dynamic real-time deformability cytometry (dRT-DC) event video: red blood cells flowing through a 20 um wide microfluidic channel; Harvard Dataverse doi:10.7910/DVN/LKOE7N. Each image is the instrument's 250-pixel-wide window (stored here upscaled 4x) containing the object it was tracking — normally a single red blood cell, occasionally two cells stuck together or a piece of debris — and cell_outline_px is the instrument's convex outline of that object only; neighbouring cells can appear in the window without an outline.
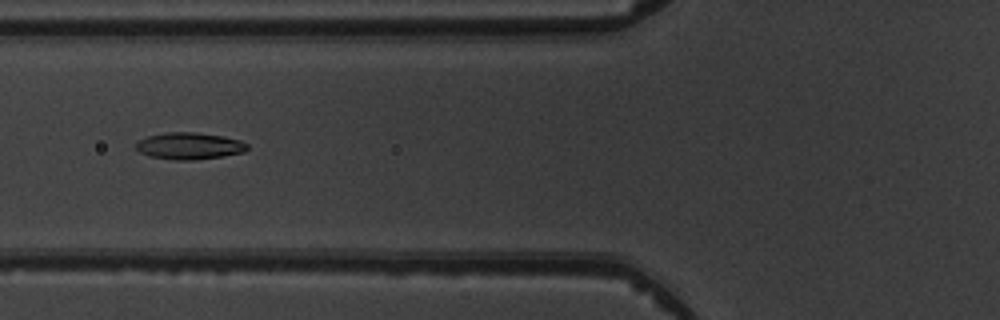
{"species": "common noctule bat (a hibernating species)", "species_latin": "Nyctalus noctula", "temperature_condition": "warm", "stored_images_in_passage": 3, "camera_frame_rate_fps": 3000, "um_per_image_px": 0.085, "animal": {"sex": "male", "body_mass_g": 19.5, "forearm_length_mm": 54.6}, "frame": {"image": 1, "passage_image": 3, "time_ms": 2.333, "image_size_px": [1000, 320], "cell_outline_px": [[248, 148], [244, 152], [196, 160], [172, 160], [148, 156], [140, 152], [136, 148], [136, 140], [148, 136], [168, 132], [196, 132], [224, 136], [240, 140], [248, 144]], "centroid_in_image_um": [16.07, 12.4], "position_along_channel_um": 109.7, "area_um2": 17.51}}